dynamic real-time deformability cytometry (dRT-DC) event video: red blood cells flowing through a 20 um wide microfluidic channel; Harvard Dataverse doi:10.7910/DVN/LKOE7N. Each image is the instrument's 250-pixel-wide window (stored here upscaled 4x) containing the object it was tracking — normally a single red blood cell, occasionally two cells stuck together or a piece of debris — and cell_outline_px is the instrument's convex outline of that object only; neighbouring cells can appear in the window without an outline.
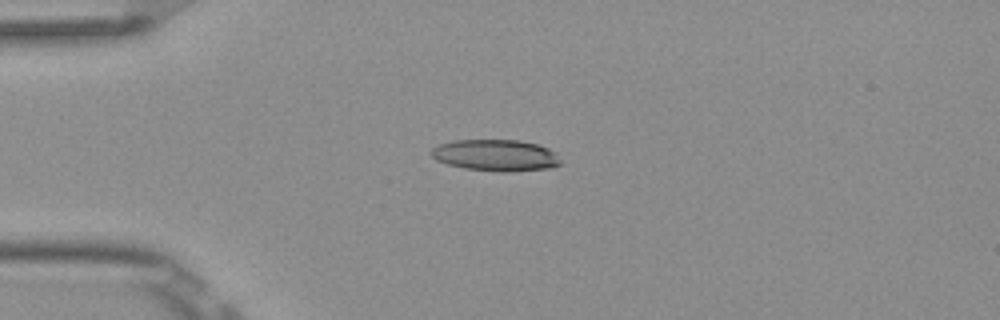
{"species": "Egyptian fruit bat (a non-hibernating species)", "species_latin": "Rousettus aegyptiacus", "temperature_condition": "room temperature", "stored_images_in_passage": 4, "camera_frame_rate_fps": 3000, "um_per_image_px": 0.085, "frame": {"image": 1, "passage_image": 1, "time_ms": 0.0, "image_size_px": [1000, 320], "cell_outline_px": [[560, 164], [552, 168], [508, 172], [500, 172], [464, 168], [448, 164], [436, 160], [428, 152], [432, 148], [440, 144], [452, 140], [520, 140], [536, 144], [548, 148], [560, 160]], "centroid_in_image_um": [42.1, 13.2], "position_along_channel_um": 42.9, "area_um2": 23.76}}
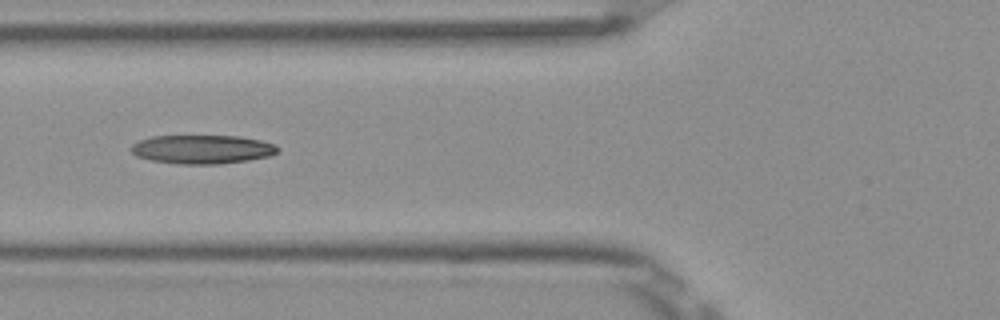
{"frame": {"image": 2, "passage_image": 3, "time_ms": 0.667, "image_size_px": [1000, 320], "cell_outline_px": [[280, 152], [272, 156], [248, 160], [220, 164], [176, 164], [152, 160], [136, 156], [132, 152], [132, 144], [140, 140], [152, 136], [240, 136], [260, 140], [276, 144], [280, 148]], "centroid_in_image_um": [17.26, 12.69], "position_along_channel_um": 108.5, "area_um2": 24.8}}
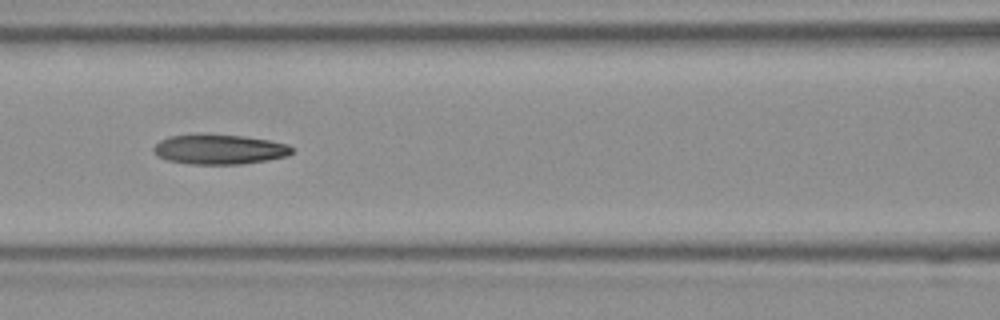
{"frame": {"image": 3, "passage_image": 4, "time_ms": 1.0, "image_size_px": [1000, 320], "cell_outline_px": [[296, 148], [288, 156], [268, 160], [240, 164], [188, 164], [168, 160], [156, 156], [152, 148], [160, 140], [168, 136], [200, 132], [244, 136], [268, 140], [288, 144]], "centroid_in_image_um": [18.62, 12.67], "position_along_channel_um": 148.0, "area_um2": 24.74}}